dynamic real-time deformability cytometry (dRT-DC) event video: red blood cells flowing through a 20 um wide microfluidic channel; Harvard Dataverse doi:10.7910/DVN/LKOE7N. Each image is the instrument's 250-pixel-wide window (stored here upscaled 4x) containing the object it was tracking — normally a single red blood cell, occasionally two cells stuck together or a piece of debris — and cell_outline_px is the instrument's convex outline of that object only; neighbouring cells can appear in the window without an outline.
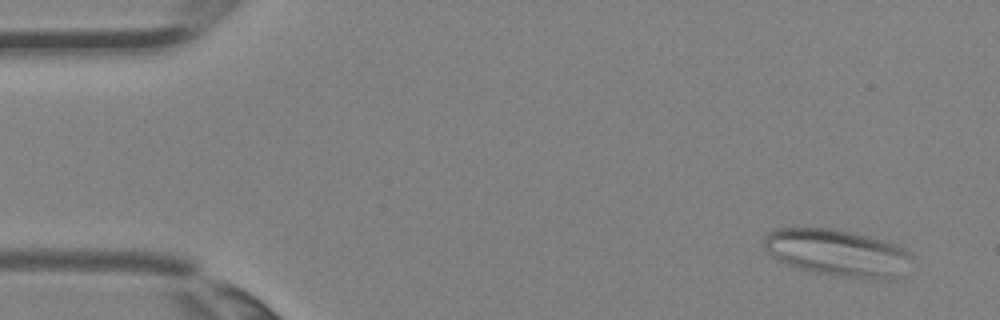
{"species": "Egyptian fruit bat (a non-hibernating species)", "species_latin": "Rousettus aegyptiacus", "temperature_condition": "room temperature", "stored_images_in_passage": 3, "camera_frame_rate_fps": 3000, "um_per_image_px": 0.085, "animal": {"sex": "female"}, "frame": {"image": 1, "passage_image": 1, "time_ms": 0.0, "image_size_px": [1000, 320], "cell_outline_px": [[912, 256], [900, 280], [872, 280], [840, 276], [816, 272], [800, 268], [776, 260], [764, 248], [764, 236], [768, 232], [776, 228], [832, 228], [888, 240], [904, 248]], "centroid_in_image_um": [71.24, 21.5], "position_along_channel_um": 13.8, "area_um2": 40.92}}